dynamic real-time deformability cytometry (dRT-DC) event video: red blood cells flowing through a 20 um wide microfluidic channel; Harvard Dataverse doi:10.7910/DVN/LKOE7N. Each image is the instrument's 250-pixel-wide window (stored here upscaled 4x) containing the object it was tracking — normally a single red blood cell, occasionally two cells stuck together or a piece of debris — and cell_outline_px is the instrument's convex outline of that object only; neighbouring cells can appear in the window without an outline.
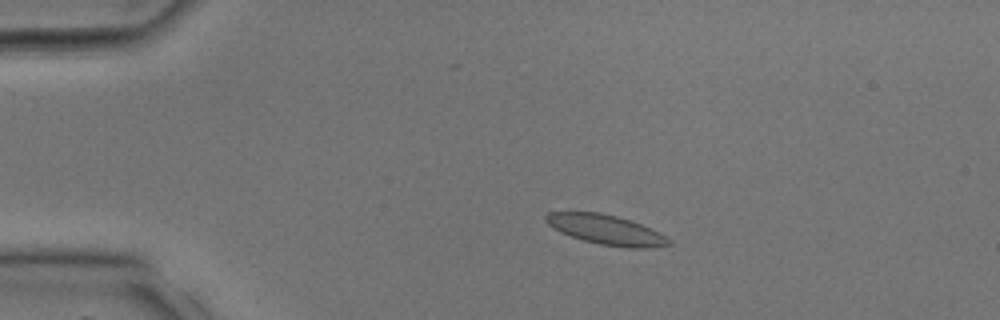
{"species": "common noctule bat (a hibernating species)", "species_latin": "Nyctalus noctula", "temperature_condition": "room temperature", "stored_images_in_passage": 35, "camera_frame_rate_fps": 3000, "um_per_image_px": 0.085, "animal": {"sex": "male", "body_mass_g": 17.9, "forearm_length_mm": 54.2}, "frame": {"image": 1, "passage_image": 7, "time_ms": 2.0, "image_size_px": [1000, 320], "cell_outline_px": [[672, 244], [652, 248], [628, 248], [600, 244], [584, 240], [560, 232], [552, 228], [544, 220], [544, 216], [548, 212], [600, 212], [632, 220], [672, 240]], "centroid_in_image_um": [51.49, 19.52], "position_along_channel_um": 33.5, "area_um2": 21.21}}
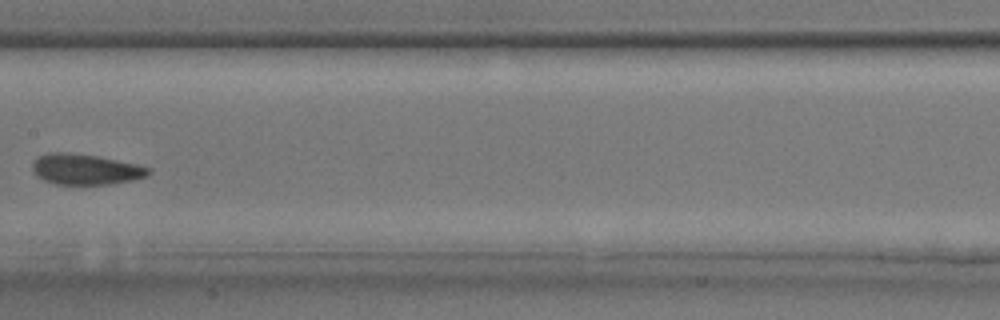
{"frame": {"image": 2, "passage_image": 18, "time_ms": 5.667, "image_size_px": [1000, 320], "cell_outline_px": [[152, 172], [148, 176], [132, 180], [108, 184], [56, 184], [44, 180], [36, 176], [32, 168], [32, 164], [40, 156], [48, 152], [68, 152], [100, 156], [136, 164], [152, 168]], "centroid_in_image_um": [7.3, 14.38], "position_along_channel_um": 200.1, "area_um2": 20.81}}
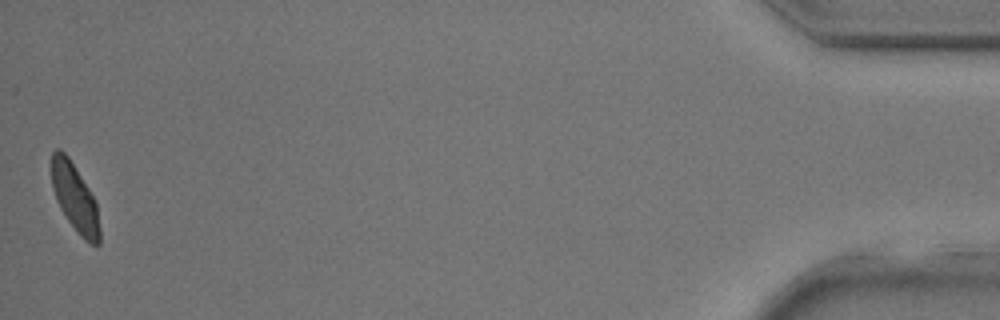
{"frame": {"image": 3, "passage_image": 34, "time_ms": 11.0, "image_size_px": [1000, 320], "cell_outline_px": [[100, 244], [92, 244], [84, 240], [76, 232], [60, 208], [56, 200], [52, 188], [48, 164], [52, 152], [56, 148], [60, 148], [68, 156], [88, 188], [96, 204], [100, 228]], "centroid_in_image_um": [6.3, 16.76], "position_along_channel_um": 428.9, "area_um2": 19.36}}